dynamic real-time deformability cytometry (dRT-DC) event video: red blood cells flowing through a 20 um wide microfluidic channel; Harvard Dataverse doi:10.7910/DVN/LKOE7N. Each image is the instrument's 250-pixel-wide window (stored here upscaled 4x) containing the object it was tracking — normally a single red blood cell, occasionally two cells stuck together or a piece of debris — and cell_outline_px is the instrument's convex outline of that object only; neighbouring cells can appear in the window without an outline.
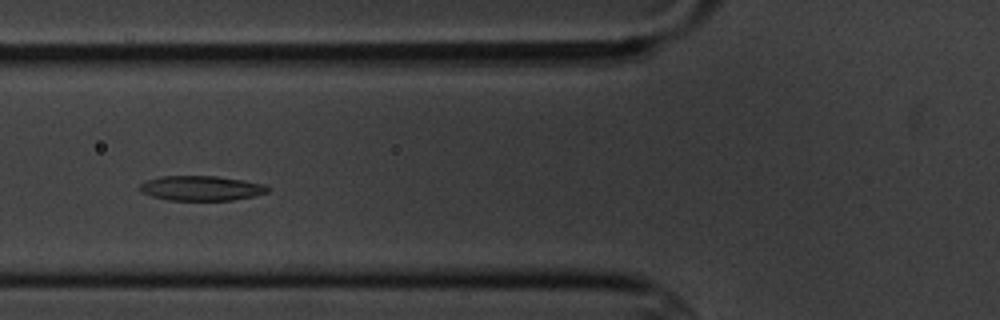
{"species": "common noctule bat (a hibernating species)", "species_latin": "Nyctalus noctula", "temperature_condition": "cold", "stored_images_in_passage": 5, "camera_frame_rate_fps": 3000, "um_per_image_px": 0.085, "animal": {"sex": "male", "body_mass_g": 20.1, "forearm_length_mm": 53.5}, "frame": {"image": 1, "passage_image": 5, "time_ms": 4.667, "image_size_px": [1000, 320], "cell_outline_px": [[272, 188], [268, 192], [252, 196], [232, 200], [168, 200], [152, 196], [140, 192], [140, 184], [148, 180], [160, 176], [216, 176], [244, 180], [264, 184]], "centroid_in_image_um": [17.12, 15.99], "position_along_channel_um": 108.7, "area_um2": 18.5}}